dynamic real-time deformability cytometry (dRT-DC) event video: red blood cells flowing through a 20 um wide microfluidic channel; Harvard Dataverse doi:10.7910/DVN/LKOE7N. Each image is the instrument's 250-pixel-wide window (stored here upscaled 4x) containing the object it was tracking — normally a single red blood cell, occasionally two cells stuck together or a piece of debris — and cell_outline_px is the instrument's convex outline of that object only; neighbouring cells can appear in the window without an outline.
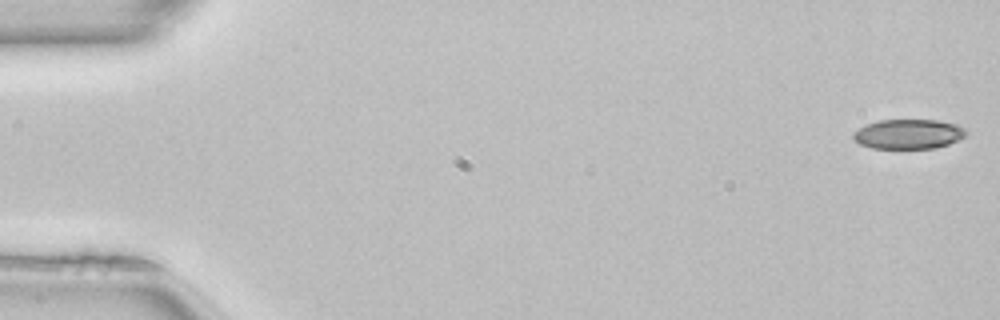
{"species": "common noctule bat (a hibernating species)", "species_latin": "Nyctalus noctula", "temperature_condition": "room temperature", "stored_images_in_passage": 50, "camera_frame_rate_fps": 3000, "um_per_image_px": 0.085, "animal": {"sex": "female", "body_mass_g": 22.7, "forearm_length_mm": 54.2}, "frame": {"image": 1, "passage_image": 1, "time_ms": 0.0, "image_size_px": [1000, 320], "cell_outline_px": [[968, 132], [964, 136], [948, 144], [936, 148], [872, 148], [860, 144], [852, 140], [852, 132], [868, 124], [880, 120], [940, 120], [956, 124], [964, 128]], "centroid_in_image_um": [77.2, 11.39], "position_along_channel_um": 7.8, "area_um2": 19.48}}
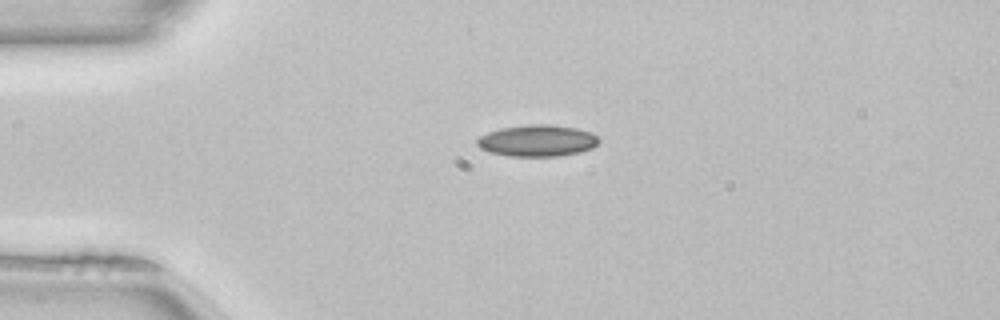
{"frame": {"image": 2, "passage_image": 12, "time_ms": 3.667, "image_size_px": [1000, 320], "cell_outline_px": [[600, 140], [592, 148], [580, 152], [556, 156], [508, 156], [488, 152], [480, 148], [476, 144], [476, 140], [480, 136], [488, 132], [500, 128], [528, 124], [548, 124], [576, 128], [592, 132]], "centroid_in_image_um": [45.64, 11.95], "position_along_channel_um": 39.4, "area_um2": 22.48}}